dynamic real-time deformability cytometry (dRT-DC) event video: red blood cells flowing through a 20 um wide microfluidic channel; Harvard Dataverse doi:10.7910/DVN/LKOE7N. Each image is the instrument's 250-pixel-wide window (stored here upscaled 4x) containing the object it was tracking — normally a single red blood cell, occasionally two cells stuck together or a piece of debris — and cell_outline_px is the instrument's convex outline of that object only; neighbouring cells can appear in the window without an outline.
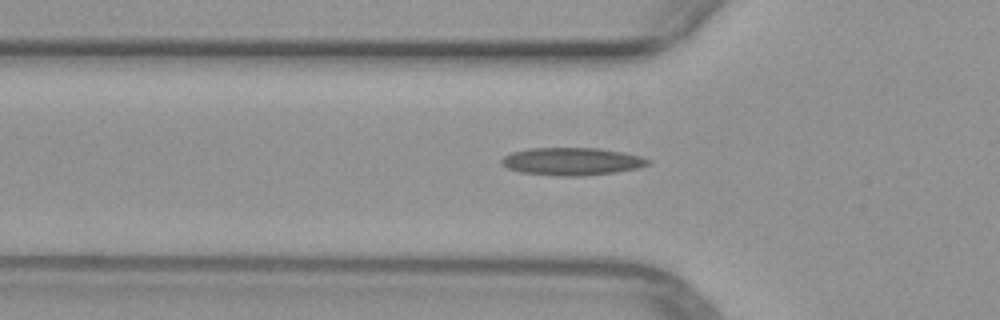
{"species": "common noctule bat (a hibernating species)", "species_latin": "Nyctalus noctula", "temperature_condition": "warm", "stored_images_in_passage": 31, "camera_frame_rate_fps": 3000, "um_per_image_px": 0.085, "animal": {"sex": "female", "body_mass_g": 29.2, "forearm_length_mm": 56.3}, "frame": {"image": 1, "passage_image": 3, "time_ms": 0.667, "image_size_px": [1000, 320], "cell_outline_px": [[652, 164], [636, 168], [616, 172], [584, 176], [556, 176], [520, 172], [508, 168], [500, 164], [500, 160], [504, 156], [512, 152], [528, 148], [600, 148], [640, 156], [652, 160]], "centroid_in_image_um": [48.6, 13.72], "position_along_channel_um": 77.2, "area_um2": 23.76}}
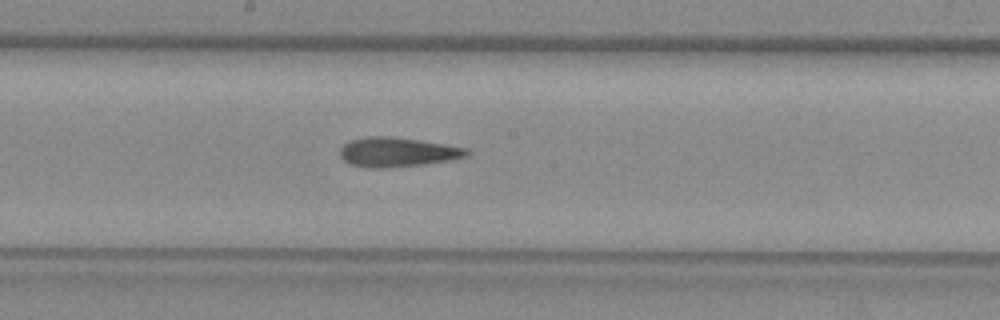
{"frame": {"image": 2, "passage_image": 13, "time_ms": 4.0, "image_size_px": [1000, 320], "cell_outline_px": [[472, 152], [468, 156], [448, 160], [424, 164], [384, 168], [368, 168], [348, 164], [340, 156], [340, 148], [348, 140], [368, 136], [388, 136], [444, 144], [468, 148]], "centroid_in_image_um": [33.75, 12.93], "position_along_channel_um": 214.5, "area_um2": 21.79}}
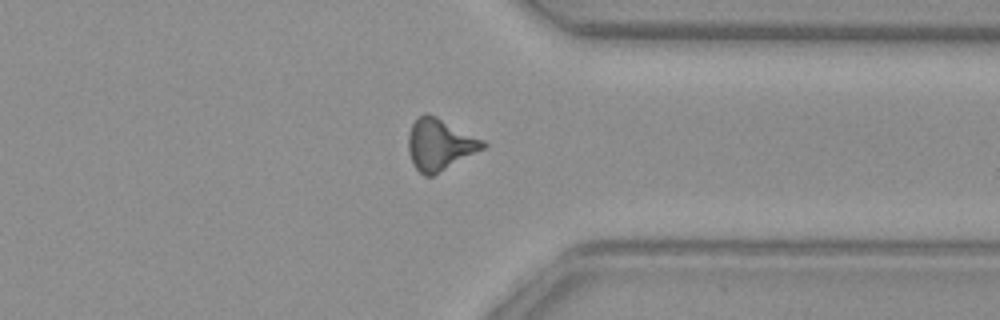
{"frame": {"image": 3, "passage_image": 25, "time_ms": 8.0, "image_size_px": [1000, 320], "cell_outline_px": [[488, 144], [484, 148], [432, 176], [424, 176], [412, 164], [408, 152], [408, 136], [412, 124], [416, 116], [424, 112], [428, 112], [484, 140]], "centroid_in_image_um": [37.34, 12.26], "position_along_channel_um": 374.1, "area_um2": 22.43}}